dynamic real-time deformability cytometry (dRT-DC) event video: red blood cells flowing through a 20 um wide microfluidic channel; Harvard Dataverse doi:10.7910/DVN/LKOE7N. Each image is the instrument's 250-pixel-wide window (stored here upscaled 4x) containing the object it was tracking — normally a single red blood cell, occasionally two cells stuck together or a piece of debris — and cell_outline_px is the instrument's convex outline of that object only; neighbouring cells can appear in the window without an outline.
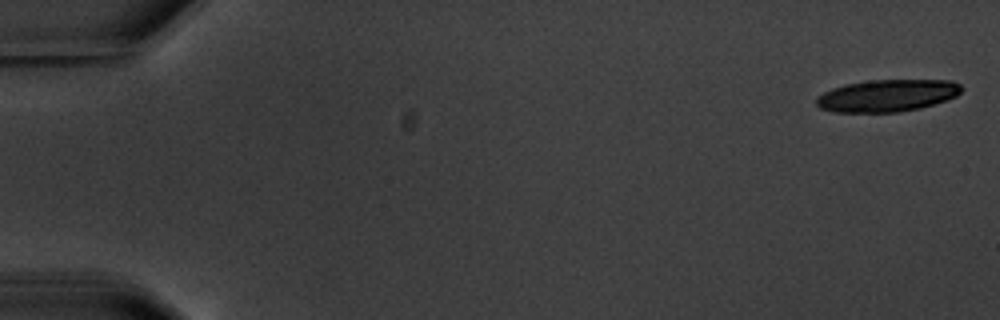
{"species": "common noctule bat (a hibernating species)", "species_latin": "Nyctalus noctula", "temperature_condition": "warm", "stored_images_in_passage": 7, "camera_frame_rate_fps": 3000, "um_per_image_px": 0.085, "animal": {"sex": "male", "body_mass_g": 20.1, "forearm_length_mm": 53.5}, "frame": {"image": 1, "passage_image": 1, "time_ms": 0.0, "image_size_px": [1000, 320], "cell_outline_px": [[964, 88], [956, 96], [948, 100], [920, 108], [896, 112], [832, 112], [820, 108], [816, 104], [816, 100], [824, 92], [832, 88], [864, 80], [952, 80], [960, 84]], "centroid_in_image_um": [75.44, 8.12], "position_along_channel_um": 9.6, "area_um2": 27.22}}